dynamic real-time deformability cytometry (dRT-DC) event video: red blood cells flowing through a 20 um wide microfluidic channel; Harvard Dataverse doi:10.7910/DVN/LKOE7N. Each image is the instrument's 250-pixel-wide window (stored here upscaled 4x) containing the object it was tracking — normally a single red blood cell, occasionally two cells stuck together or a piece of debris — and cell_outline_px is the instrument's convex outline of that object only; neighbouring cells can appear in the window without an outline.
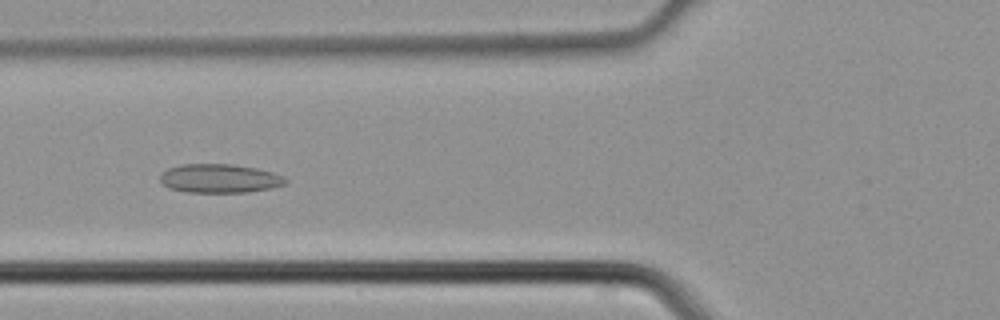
{"species": "common noctule bat (a hibernating species)", "species_latin": "Nyctalus noctula", "temperature_condition": "cold", "stored_images_in_passage": 4, "camera_frame_rate_fps": 3000, "um_per_image_px": 0.085, "animal": {"sex": "male", "body_mass_g": 21.5, "forearm_length_mm": 52.0}, "frame": {"image": 1, "passage_image": 4, "time_ms": 1.0, "image_size_px": [1000, 320], "cell_outline_px": [[288, 184], [272, 188], [248, 192], [184, 192], [168, 188], [160, 180], [160, 176], [168, 168], [180, 164], [232, 164], [256, 168], [272, 172], [284, 176], [288, 180]], "centroid_in_image_um": [18.7, 15.17], "position_along_channel_um": 107.1, "area_um2": 21.21}}